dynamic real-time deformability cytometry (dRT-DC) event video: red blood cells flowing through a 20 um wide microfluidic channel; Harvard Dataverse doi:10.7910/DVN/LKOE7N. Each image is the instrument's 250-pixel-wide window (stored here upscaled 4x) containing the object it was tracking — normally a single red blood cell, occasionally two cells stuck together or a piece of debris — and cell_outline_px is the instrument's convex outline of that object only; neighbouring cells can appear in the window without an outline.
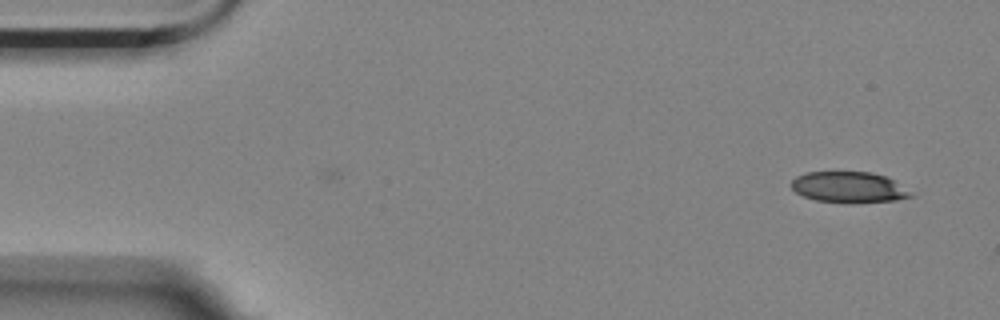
{"species": "Egyptian fruit bat (a non-hibernating species)", "species_latin": "Rousettus aegyptiacus", "temperature_condition": "room temperature", "stored_images_in_passage": 6, "camera_frame_rate_fps": 3000, "um_per_image_px": 0.085, "animal": {"sex": "female"}, "frame": {"image": 1, "passage_image": 6, "time_ms": 1.667, "image_size_px": [1000, 320], "cell_outline_px": [[916, 196], [896, 200], [816, 200], [804, 196], [796, 192], [792, 188], [792, 180], [796, 176], [804, 172], [872, 172], [884, 176], [892, 180], [912, 192]], "centroid_in_image_um": [72.14, 15.86], "position_along_channel_um": 12.9, "area_um2": 20.52}}